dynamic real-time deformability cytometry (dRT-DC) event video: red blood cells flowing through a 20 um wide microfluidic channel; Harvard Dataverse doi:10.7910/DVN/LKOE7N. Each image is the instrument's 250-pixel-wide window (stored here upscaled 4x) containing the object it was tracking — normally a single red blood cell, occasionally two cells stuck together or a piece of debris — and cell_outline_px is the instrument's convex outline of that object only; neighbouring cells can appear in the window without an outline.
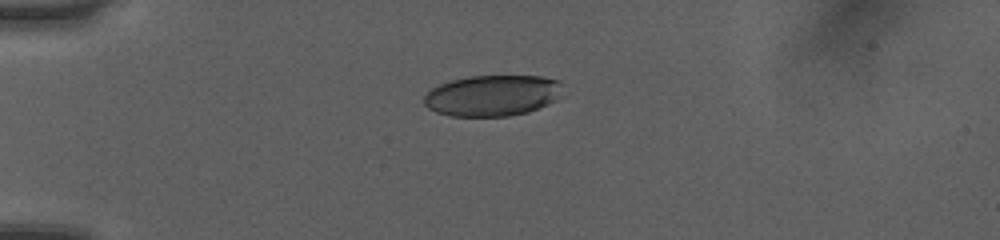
{"species": "human", "species_latin": "Homo sapiens", "temperature_condition": "room temperature", "stored_images_in_passage": 38, "camera_frame_rate_fps": 3000, "um_per_image_px": 0.085, "donor": {"sex": "female"}, "frame": {"image": 1, "passage_image": 1, "time_ms": 0.0, "image_size_px": [1000, 240], "cell_outline_px": [[560, 96], [556, 100], [548, 104], [528, 112], [508, 116], [448, 116], [436, 112], [428, 108], [424, 104], [424, 96], [432, 88], [440, 84], [452, 80], [468, 76], [540, 76], [560, 80]], "centroid_in_image_um": [41.84, 8.12], "position_along_channel_um": 43.2, "area_um2": 33.18}}
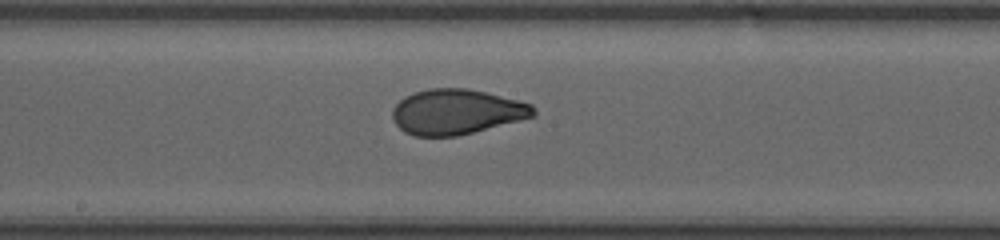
{"frame": {"image": 2, "passage_image": 16, "time_ms": 5.0, "image_size_px": [1000, 240], "cell_outline_px": [[536, 116], [456, 136], [412, 136], [404, 132], [392, 120], [392, 108], [404, 96], [428, 88], [468, 88], [532, 104], [536, 108]], "centroid_in_image_um": [38.78, 9.5], "position_along_channel_um": 209.4, "area_um2": 37.05}}
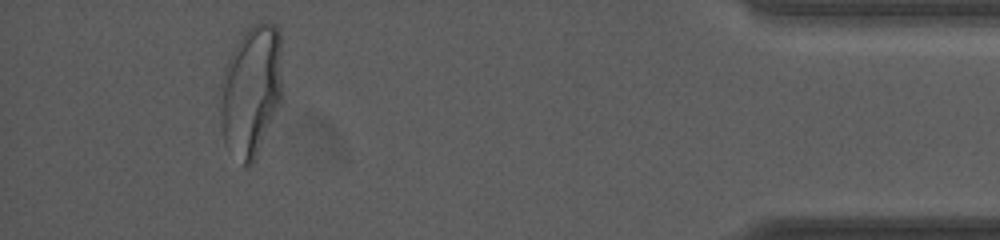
{"frame": {"image": 3, "passage_image": 35, "time_ms": 11.333, "image_size_px": [1000, 240], "cell_outline_px": [[280, 104], [256, 156], [252, 164], [248, 168], [244, 168], [224, 144], [220, 124], [216, 96], [216, 92], [224, 68], [236, 44], [244, 32], [248, 28], [264, 20], [272, 24], [280, 32]], "centroid_in_image_um": [21.26, 7.77], "position_along_channel_um": 413.9, "area_um2": 48.21}, "authors_computed_cell_mechanics": {"area_um2": 37.7434, "velocity_mm_per_s": 4.0724, "shape_relaxation_time_tau1_ms": 5.4658, "shape_relaxation_time_tau2_ms": null, "deformation_change_tau1": 0.1937, "deformation_change_tau2": null}}